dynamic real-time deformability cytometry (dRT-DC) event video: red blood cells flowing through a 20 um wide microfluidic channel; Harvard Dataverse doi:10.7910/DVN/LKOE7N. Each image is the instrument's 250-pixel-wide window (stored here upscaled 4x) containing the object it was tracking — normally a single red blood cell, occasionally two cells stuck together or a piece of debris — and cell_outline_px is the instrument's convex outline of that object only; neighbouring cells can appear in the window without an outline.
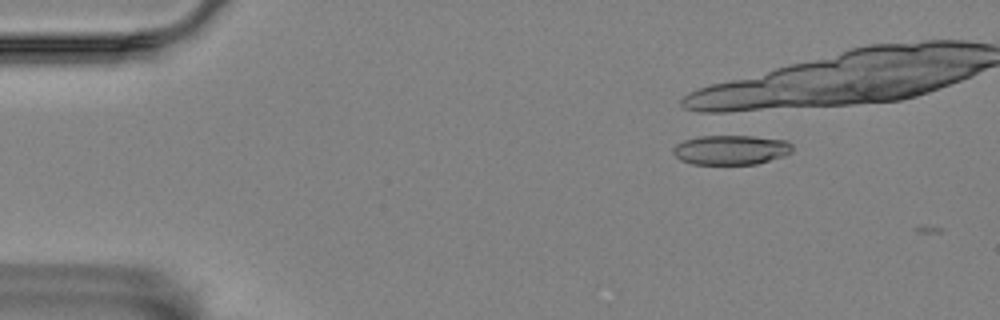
{"species": "Egyptian fruit bat (a non-hibernating species)", "species_latin": "Rousettus aegyptiacus", "temperature_condition": "room temperature", "stored_images_in_passage": 5, "camera_frame_rate_fps": 3000, "um_per_image_px": 0.085, "animal": {"sex": "female"}, "frame": {"image": 1, "passage_image": 3, "time_ms": 0.667, "image_size_px": [1000, 320], "cell_outline_px": [[792, 152], [784, 156], [756, 164], [692, 164], [680, 160], [672, 152], [672, 148], [676, 144], [684, 140], [700, 136], [752, 136], [788, 140], [792, 144]], "centroid_in_image_um": [62.14, 12.74], "position_along_channel_um": 22.9, "area_um2": 20.69}}